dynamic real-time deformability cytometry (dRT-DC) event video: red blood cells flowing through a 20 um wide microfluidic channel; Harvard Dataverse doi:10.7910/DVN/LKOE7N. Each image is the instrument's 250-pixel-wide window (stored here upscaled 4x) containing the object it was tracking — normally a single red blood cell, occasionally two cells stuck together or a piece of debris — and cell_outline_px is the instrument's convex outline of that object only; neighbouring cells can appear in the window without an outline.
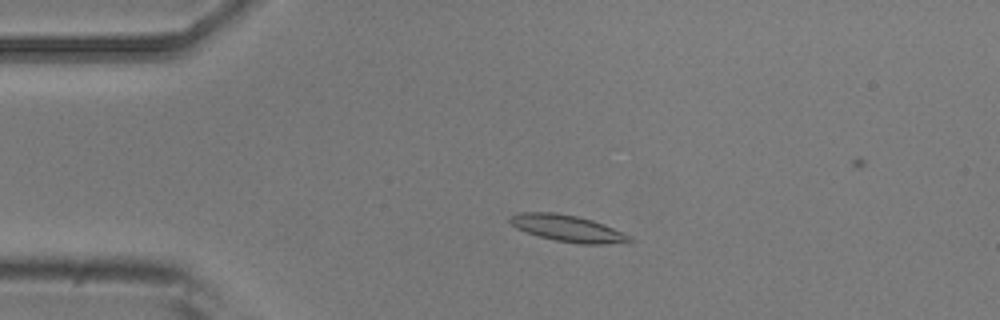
{"species": "common noctule bat (a hibernating species)", "species_latin": "Nyctalus noctula", "temperature_condition": "room temperature", "stored_images_in_passage": 51, "camera_frame_rate_fps": 3000, "um_per_image_px": 0.085, "animal": {"sex": "male", "body_mass_g": 20.5, "forearm_length_mm": 52.5}, "frame": {"image": 1, "passage_image": 11, "time_ms": 3.333, "image_size_px": [1000, 320], "cell_outline_px": [[636, 240], [604, 244], [580, 244], [556, 240], [540, 236], [516, 228], [508, 220], [512, 216], [520, 212], [556, 212], [576, 216], [592, 220], [604, 224], [632, 236]], "centroid_in_image_um": [48.28, 19.4], "position_along_channel_um": 36.7, "area_um2": 18.32}}
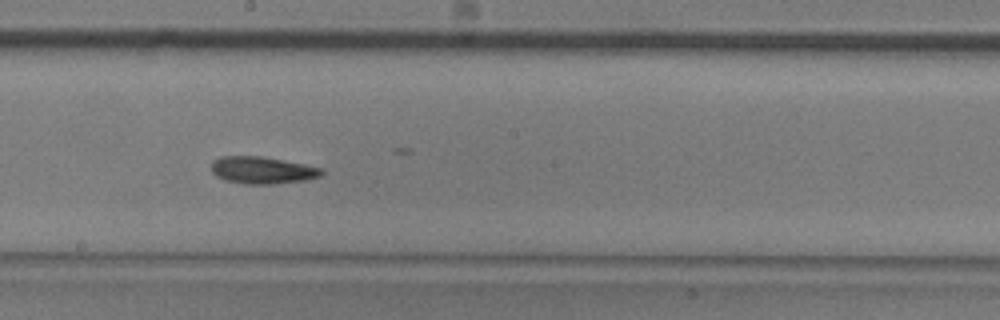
{"frame": {"image": 2, "passage_image": 28, "time_ms": 9.0, "image_size_px": [1000, 320], "cell_outline_px": [[324, 172], [320, 176], [304, 180], [276, 184], [244, 184], [224, 180], [216, 176], [212, 172], [212, 160], [220, 156], [260, 156], [304, 164], [324, 168]], "centroid_in_image_um": [22.28, 14.47], "position_along_channel_um": 225.9, "area_um2": 17.51}}
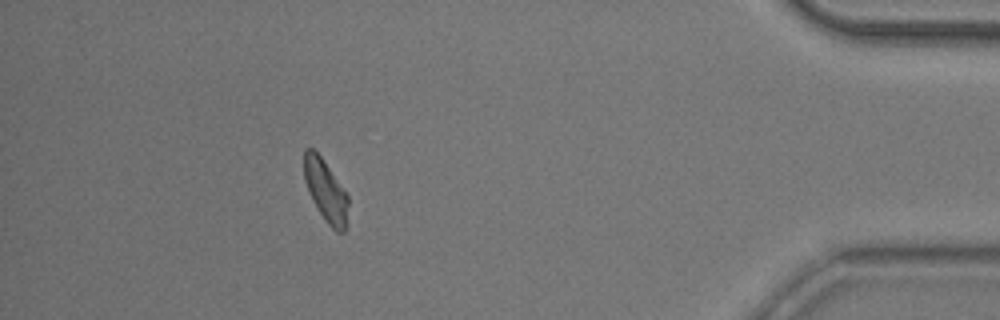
{"frame": {"image": 3, "passage_image": 46, "time_ms": 15.0, "image_size_px": [1000, 320], "cell_outline_px": [[348, 228], [344, 232], [336, 232], [328, 224], [316, 208], [308, 192], [304, 180], [304, 148], [312, 148], [320, 156], [348, 196]], "centroid_in_image_um": [27.69, 16.28], "position_along_channel_um": 407.5, "area_um2": 15.95}, "authors_computed_cell_mechanics": {"area_um2": 16.762, "velocity_mm_per_s": 3.9075, "shape_relaxation_time_tau1_ms": 3.144, "shape_relaxation_time_tau2_ms": 3.6082, "deformation_change_tau1": 0.1381, "deformation_change_tau2": 0.1065}}